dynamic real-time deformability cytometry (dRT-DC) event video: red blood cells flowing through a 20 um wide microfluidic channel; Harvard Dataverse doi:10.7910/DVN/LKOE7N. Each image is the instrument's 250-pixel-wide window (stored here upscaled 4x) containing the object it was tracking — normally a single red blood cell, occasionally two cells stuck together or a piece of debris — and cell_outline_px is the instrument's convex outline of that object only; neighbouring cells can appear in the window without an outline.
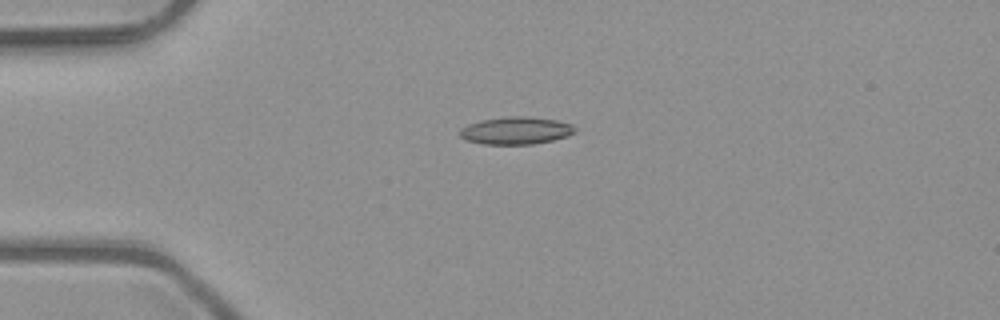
{"species": "common noctule bat (a hibernating species)", "species_latin": "Nyctalus noctula", "temperature_condition": "room temperature", "stored_images_in_passage": 5, "camera_frame_rate_fps": 3000, "um_per_image_px": 0.085, "animal": {"sex": "male", "body_mass_g": 23.1, "forearm_length_mm": 52.7}, "frame": {"image": 1, "passage_image": 4, "time_ms": 1.0, "image_size_px": [1000, 320], "cell_outline_px": [[576, 132], [568, 136], [552, 140], [532, 144], [484, 144], [464, 140], [460, 136], [460, 128], [468, 124], [480, 120], [508, 116], [528, 116], [556, 120], [572, 124], [576, 128]], "centroid_in_image_um": [43.85, 11.09], "position_along_channel_um": 41.2, "area_um2": 18.55}}